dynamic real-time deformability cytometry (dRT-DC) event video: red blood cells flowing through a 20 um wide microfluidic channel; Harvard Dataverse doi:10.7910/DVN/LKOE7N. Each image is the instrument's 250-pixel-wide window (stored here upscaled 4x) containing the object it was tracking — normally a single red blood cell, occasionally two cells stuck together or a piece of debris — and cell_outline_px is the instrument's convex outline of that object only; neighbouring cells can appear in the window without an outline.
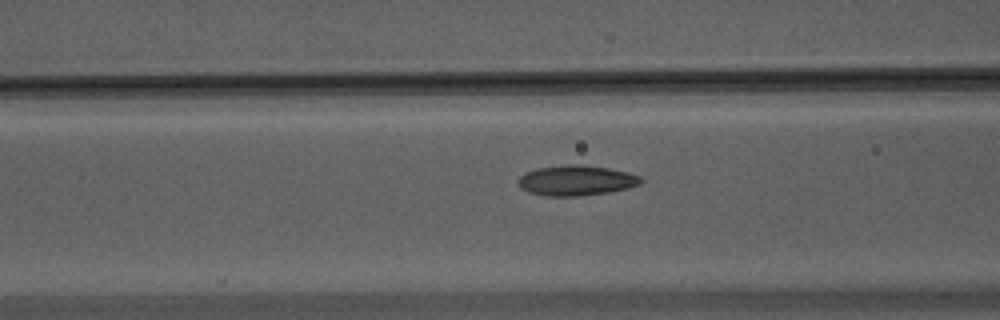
{"species": "Egyptian fruit bat (a non-hibernating species)", "species_latin": "Rousettus aegyptiacus", "temperature_condition": "warm", "stored_images_in_passage": 56, "camera_frame_rate_fps": 3000, "um_per_image_px": 0.085, "animal": {"sex": "male"}, "frame": {"image": 1, "passage_image": 22, "time_ms": 7.0, "image_size_px": [1000, 320], "cell_outline_px": [[644, 180], [640, 184], [628, 188], [604, 192], [576, 196], [544, 196], [528, 192], [520, 188], [516, 180], [524, 172], [536, 168], [564, 164], [580, 164], [608, 168], [628, 172], [640, 176]], "centroid_in_image_um": [48.92, 15.32], "position_along_channel_um": 117.7, "area_um2": 21.79}}
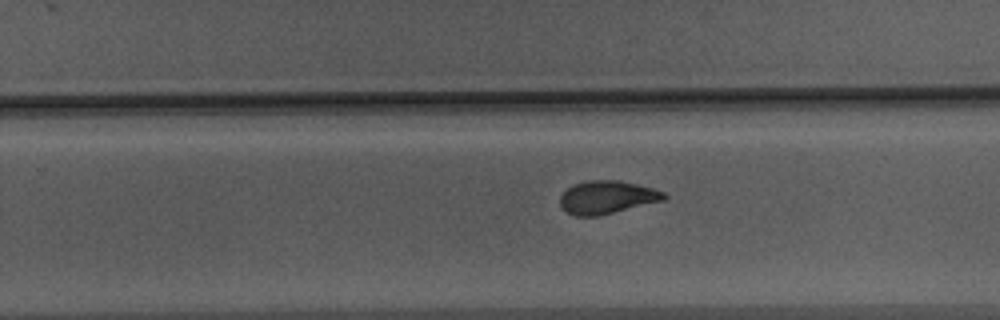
{"frame": {"image": 2, "passage_image": 35, "time_ms": 11.333, "image_size_px": [1000, 320], "cell_outline_px": [[668, 196], [664, 200], [596, 216], [576, 216], [560, 208], [560, 196], [568, 188], [576, 184], [588, 180], [616, 180], [636, 184], [652, 188], [664, 192]], "centroid_in_image_um": [51.58, 16.77], "position_along_channel_um": 278.2, "area_um2": 19.71}}
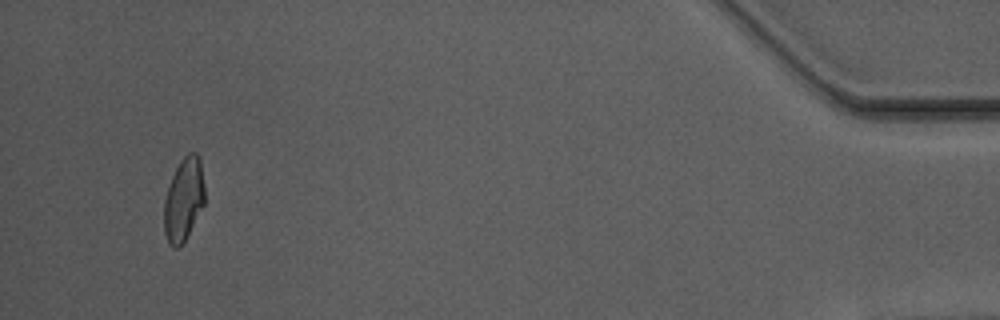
{"frame": {"image": 3, "passage_image": 53, "time_ms": 17.333, "image_size_px": [1000, 320], "cell_outline_px": [[204, 204], [184, 240], [176, 248], [172, 248], [168, 244], [164, 232], [164, 200], [172, 176], [180, 160], [188, 152], [196, 152], [200, 160], [204, 184]], "centroid_in_image_um": [15.6, 16.94], "position_along_channel_um": 419.6, "area_um2": 19.48}, "authors_computed_cell_mechanics": {"area_um2": 20.1144, "velocity_mm_per_s": 3.7095, "shape_relaxation_time_tau1_ms": 5.1882, "shape_relaxation_time_tau2_ms": 1.7211, "deformation_change_tau1": 0.1502, "deformation_change_tau2": 0.0747}}